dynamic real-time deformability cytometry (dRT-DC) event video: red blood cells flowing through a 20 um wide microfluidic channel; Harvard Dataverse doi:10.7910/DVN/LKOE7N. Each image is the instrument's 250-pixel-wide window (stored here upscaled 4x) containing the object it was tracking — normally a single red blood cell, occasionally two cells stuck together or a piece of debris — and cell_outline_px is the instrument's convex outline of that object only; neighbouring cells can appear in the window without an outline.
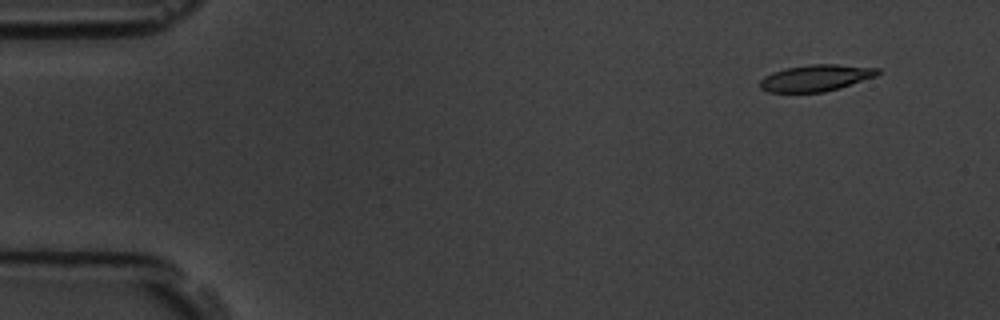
{"species": "common noctule bat (a hibernating species)", "species_latin": "Nyctalus noctula", "temperature_condition": "room temperature", "stored_images_in_passage": 5, "camera_frame_rate_fps": 3000, "um_per_image_px": 0.085, "animal": {"sex": "male", "body_mass_g": 19.5, "forearm_length_mm": 54.6}, "frame": {"image": 1, "passage_image": 2, "time_ms": 1.0, "image_size_px": [1000, 320], "cell_outline_px": [[880, 72], [876, 76], [840, 88], [824, 92], [768, 92], [760, 88], [760, 80], [764, 76], [772, 72], [784, 68], [808, 64], [836, 64], [880, 68]], "centroid_in_image_um": [69.34, 6.62], "position_along_channel_um": 15.7, "area_um2": 18.32}}
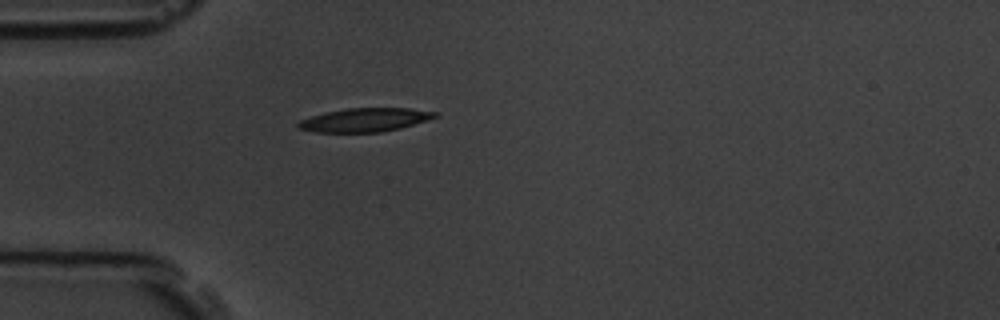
{"frame": {"image": 2, "passage_image": 5, "time_ms": 4.667, "image_size_px": [1000, 320], "cell_outline_px": [[440, 116], [400, 128], [380, 132], [316, 132], [296, 128], [296, 124], [300, 120], [324, 112], [348, 108], [408, 108], [436, 112]], "centroid_in_image_um": [30.99, 10.19], "position_along_channel_um": 54.0, "area_um2": 18.79}}